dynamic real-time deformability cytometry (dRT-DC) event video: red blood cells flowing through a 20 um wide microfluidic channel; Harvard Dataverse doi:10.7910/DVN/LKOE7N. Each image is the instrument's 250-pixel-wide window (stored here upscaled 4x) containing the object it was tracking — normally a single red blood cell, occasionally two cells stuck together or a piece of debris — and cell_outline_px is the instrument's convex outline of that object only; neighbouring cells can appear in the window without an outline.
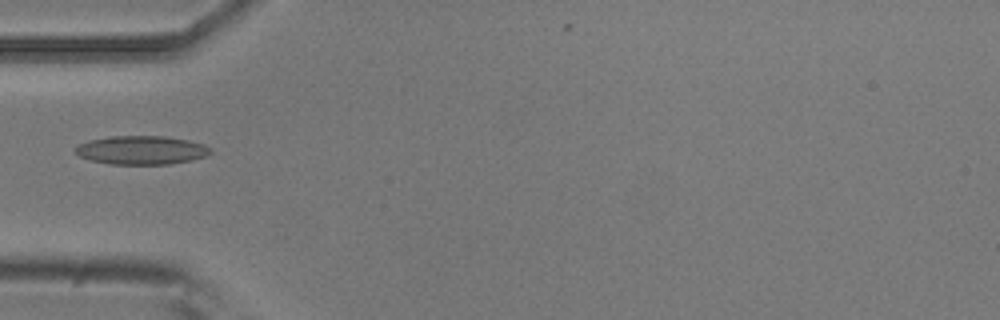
{"species": "common noctule bat (a hibernating species)", "species_latin": "Nyctalus noctula", "temperature_condition": "room temperature", "stored_images_in_passage": 5, "camera_frame_rate_fps": 3000, "um_per_image_px": 0.085, "animal": {"sex": "male", "body_mass_g": 20.5, "forearm_length_mm": 52.5}, "frame": {"image": 1, "passage_image": 4, "time_ms": 1.0, "image_size_px": [1000, 320], "cell_outline_px": [[212, 152], [204, 156], [192, 160], [172, 164], [112, 164], [92, 160], [80, 156], [76, 152], [76, 148], [80, 144], [88, 140], [112, 136], [164, 136], [188, 140], [204, 144], [212, 148]], "centroid_in_image_um": [12.07, 12.76], "position_along_channel_um": 72.9, "area_um2": 22.43}}
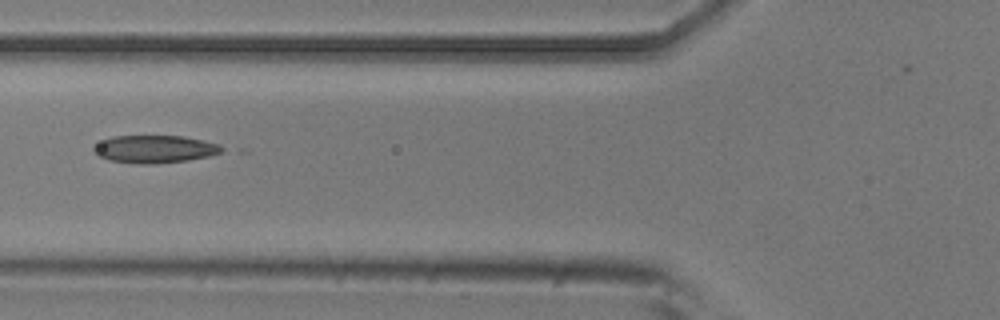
{"frame": {"image": 2, "passage_image": 5, "time_ms": 1.333, "image_size_px": [1000, 320], "cell_outline_px": [[228, 148], [220, 152], [208, 156], [188, 160], [156, 164], [140, 164], [108, 160], [96, 156], [92, 152], [92, 148], [96, 144], [112, 136], [184, 136], [204, 140], [220, 144]], "centroid_in_image_um": [13.15, 12.67], "position_along_channel_um": 112.6, "area_um2": 20.92}}